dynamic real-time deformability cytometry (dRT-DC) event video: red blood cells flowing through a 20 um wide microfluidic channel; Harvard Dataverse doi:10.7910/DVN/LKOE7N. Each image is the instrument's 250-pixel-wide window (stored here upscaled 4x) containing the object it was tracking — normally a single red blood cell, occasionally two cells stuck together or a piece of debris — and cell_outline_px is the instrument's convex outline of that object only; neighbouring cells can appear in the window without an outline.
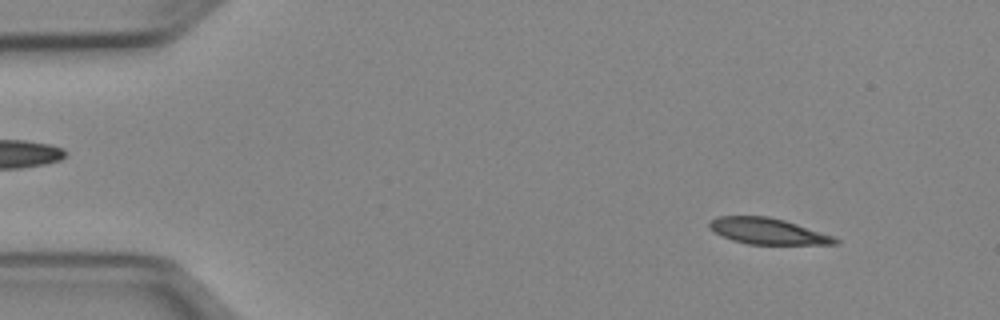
{"species": "Egyptian fruit bat (a non-hibernating species)", "species_latin": "Rousettus aegyptiacus", "temperature_condition": "cold", "stored_images_in_passage": 50, "camera_frame_rate_fps": 3000, "um_per_image_px": 0.085, "animal": {"sex": "female"}, "frame": {"image": 1, "passage_image": 5, "time_ms": 1.333, "image_size_px": [1000, 320], "cell_outline_px": [[840, 244], [748, 244], [732, 240], [716, 232], [708, 224], [712, 220], [720, 216], [768, 216], [784, 220], [832, 236], [840, 240]], "centroid_in_image_um": [65.28, 19.65], "position_along_channel_um": 19.7, "area_um2": 18.67}}
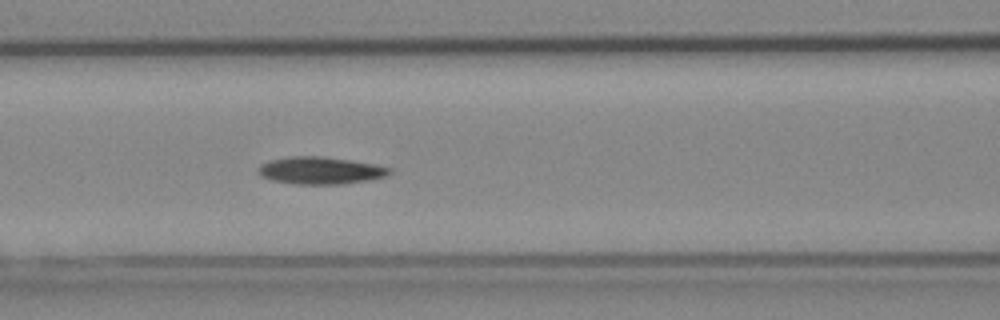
{"frame": {"image": 2, "passage_image": 21, "time_ms": 6.667, "image_size_px": [1000, 320], "cell_outline_px": [[392, 172], [384, 176], [368, 180], [340, 184], [292, 184], [272, 180], [260, 176], [256, 172], [256, 168], [260, 164], [268, 160], [288, 156], [324, 156], [352, 160], [376, 164], [392, 168]], "centroid_in_image_um": [27.17, 14.48], "position_along_channel_um": 139.4, "area_um2": 21.21}}
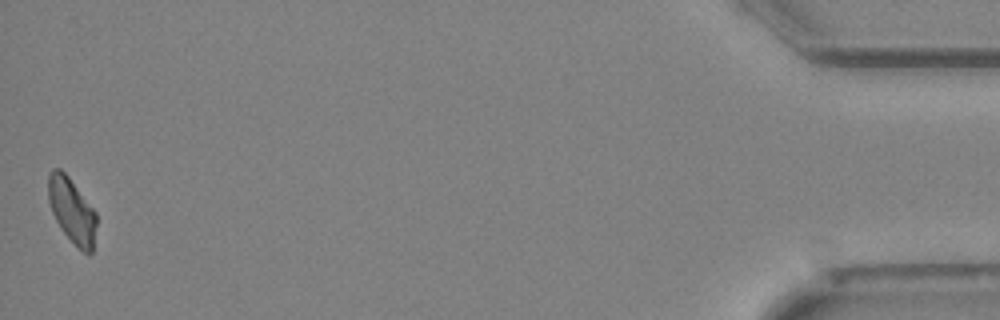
{"frame": {"image": 3, "passage_image": 50, "time_ms": 16.333, "image_size_px": [1000, 320], "cell_outline_px": [[96, 224], [92, 252], [88, 256], [60, 228], [52, 212], [48, 200], [48, 176], [52, 168], [60, 168], [68, 176], [96, 212]], "centroid_in_image_um": [6.1, 17.87], "position_along_channel_um": 429.1, "area_um2": 17.98}, "authors_computed_cell_mechanics": {"area_um2": 19.5653, "velocity_mm_per_s": 3.9532, "shape_relaxation_time_tau1_ms": 7.0749, "shape_relaxation_time_tau2_ms": 5.624, "deformation_change_tau1": 0.1698, "deformation_change_tau2": 0.1274}}